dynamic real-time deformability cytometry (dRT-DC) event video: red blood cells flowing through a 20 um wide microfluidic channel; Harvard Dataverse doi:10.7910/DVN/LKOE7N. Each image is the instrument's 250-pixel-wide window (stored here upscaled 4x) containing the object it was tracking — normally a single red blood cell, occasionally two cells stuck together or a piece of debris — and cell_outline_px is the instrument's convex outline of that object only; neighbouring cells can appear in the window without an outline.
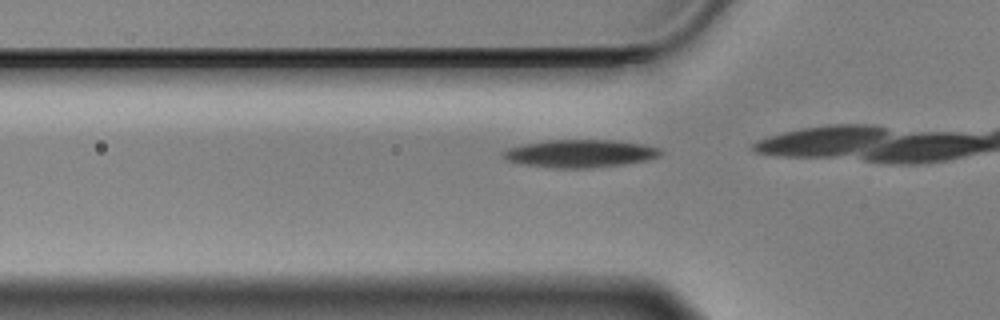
{"species": "Egyptian fruit bat (a non-hibernating species)", "species_latin": "Rousettus aegyptiacus", "temperature_condition": "cold", "stored_images_in_passage": 12, "camera_frame_rate_fps": 3000, "um_per_image_px": 0.085, "animal": {"sex": "male"}, "frame": {"image": 1, "passage_image": 10, "time_ms": 3.0, "image_size_px": [1000, 320], "cell_outline_px": [[664, 152], [660, 156], [648, 160], [624, 164], [588, 168], [556, 168], [528, 164], [508, 160], [500, 152], [508, 148], [524, 144], [548, 140], [616, 140], [644, 144], [660, 148]], "centroid_in_image_um": [49.39, 13.04], "position_along_channel_um": 76.4, "area_um2": 25.37}}